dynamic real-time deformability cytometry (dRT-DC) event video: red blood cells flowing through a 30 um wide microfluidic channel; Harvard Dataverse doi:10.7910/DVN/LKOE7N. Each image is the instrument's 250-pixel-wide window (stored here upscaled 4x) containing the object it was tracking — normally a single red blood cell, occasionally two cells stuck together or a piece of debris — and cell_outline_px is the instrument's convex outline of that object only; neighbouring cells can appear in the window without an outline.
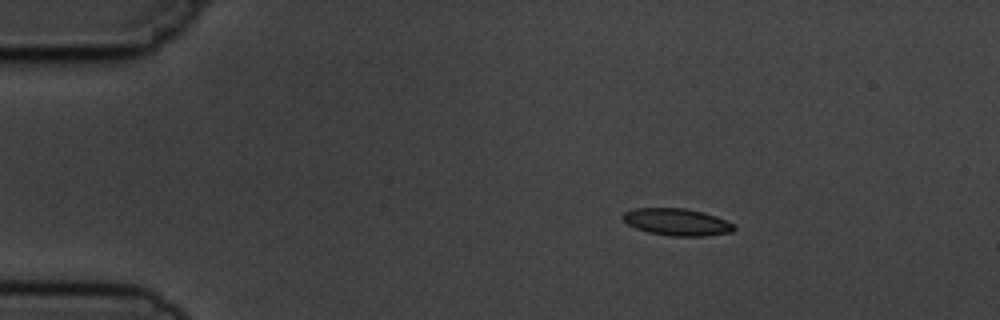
{"species": "common noctule bat (a hibernating species)", "species_latin": "Nyctalus noctula", "temperature_condition": "cold", "stored_images_in_passage": 3, "segment_of_instrument_passage": [1, 2], "camera_frame_rate_fps": 3000, "um_per_image_px": 0.085, "animal": {"sex": "male", "body_mass_g": 19.5, "forearm_length_mm": 54.6}, "frame": {"image": 1, "passage_image": 1, "time_ms": 0.0, "image_size_px": [1000, 320], "cell_outline_px": [[736, 228], [732, 232], [704, 236], [672, 236], [648, 232], [636, 228], [628, 224], [620, 216], [624, 212], [632, 208], [684, 208], [704, 212], [716, 216], [736, 224]], "centroid_in_image_um": [57.55, 18.86], "position_along_channel_um": 27.4, "area_um2": 17.69}}